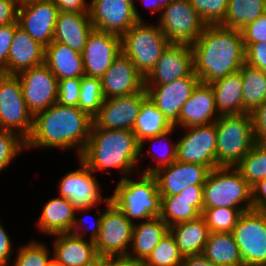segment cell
Returning <instances> with one entry per match:
<instances>
[{
	"label": "cell",
	"mask_w": 266,
	"mask_h": 266,
	"mask_svg": "<svg viewBox=\"0 0 266 266\" xmlns=\"http://www.w3.org/2000/svg\"><path fill=\"white\" fill-rule=\"evenodd\" d=\"M93 118L78 107L53 104L34 115L33 128L25 141L26 150L36 148L74 149L78 158L91 133Z\"/></svg>",
	"instance_id": "6da1fadb"
},
{
	"label": "cell",
	"mask_w": 266,
	"mask_h": 266,
	"mask_svg": "<svg viewBox=\"0 0 266 266\" xmlns=\"http://www.w3.org/2000/svg\"><path fill=\"white\" fill-rule=\"evenodd\" d=\"M191 48L194 73L201 83L210 84L224 78L245 64L241 30L206 25Z\"/></svg>",
	"instance_id": "7a4b0ae2"
},
{
	"label": "cell",
	"mask_w": 266,
	"mask_h": 266,
	"mask_svg": "<svg viewBox=\"0 0 266 266\" xmlns=\"http://www.w3.org/2000/svg\"><path fill=\"white\" fill-rule=\"evenodd\" d=\"M139 153L140 143L132 130H109L92 125L79 159L94 173L111 168L120 169L121 179H124L132 176L135 165L139 163Z\"/></svg>",
	"instance_id": "3957f363"
},
{
	"label": "cell",
	"mask_w": 266,
	"mask_h": 266,
	"mask_svg": "<svg viewBox=\"0 0 266 266\" xmlns=\"http://www.w3.org/2000/svg\"><path fill=\"white\" fill-rule=\"evenodd\" d=\"M128 177L117 183L114 193L109 196L111 202L131 222L135 219L142 222L160 217L162 197L155 176L141 173L138 180Z\"/></svg>",
	"instance_id": "277c9868"
},
{
	"label": "cell",
	"mask_w": 266,
	"mask_h": 266,
	"mask_svg": "<svg viewBox=\"0 0 266 266\" xmlns=\"http://www.w3.org/2000/svg\"><path fill=\"white\" fill-rule=\"evenodd\" d=\"M203 208L253 210L252 188L235 167H217L203 185Z\"/></svg>",
	"instance_id": "5b68a950"
},
{
	"label": "cell",
	"mask_w": 266,
	"mask_h": 266,
	"mask_svg": "<svg viewBox=\"0 0 266 266\" xmlns=\"http://www.w3.org/2000/svg\"><path fill=\"white\" fill-rule=\"evenodd\" d=\"M217 167H235L257 142L251 113L220 115L215 121Z\"/></svg>",
	"instance_id": "8992f818"
},
{
	"label": "cell",
	"mask_w": 266,
	"mask_h": 266,
	"mask_svg": "<svg viewBox=\"0 0 266 266\" xmlns=\"http://www.w3.org/2000/svg\"><path fill=\"white\" fill-rule=\"evenodd\" d=\"M169 44L158 24L148 25L144 21H138L121 37L122 53L132 61L144 78Z\"/></svg>",
	"instance_id": "52a82bcc"
},
{
	"label": "cell",
	"mask_w": 266,
	"mask_h": 266,
	"mask_svg": "<svg viewBox=\"0 0 266 266\" xmlns=\"http://www.w3.org/2000/svg\"><path fill=\"white\" fill-rule=\"evenodd\" d=\"M33 119L18 75L0 73V129L12 131L26 141L33 128Z\"/></svg>",
	"instance_id": "ba28073f"
},
{
	"label": "cell",
	"mask_w": 266,
	"mask_h": 266,
	"mask_svg": "<svg viewBox=\"0 0 266 266\" xmlns=\"http://www.w3.org/2000/svg\"><path fill=\"white\" fill-rule=\"evenodd\" d=\"M102 212L100 232L94 244L98 256L126 258L131 247L134 222L128 220L124 213L110 200L105 201Z\"/></svg>",
	"instance_id": "9c48e42d"
},
{
	"label": "cell",
	"mask_w": 266,
	"mask_h": 266,
	"mask_svg": "<svg viewBox=\"0 0 266 266\" xmlns=\"http://www.w3.org/2000/svg\"><path fill=\"white\" fill-rule=\"evenodd\" d=\"M231 233L244 266H266V211L243 212Z\"/></svg>",
	"instance_id": "30bf717a"
},
{
	"label": "cell",
	"mask_w": 266,
	"mask_h": 266,
	"mask_svg": "<svg viewBox=\"0 0 266 266\" xmlns=\"http://www.w3.org/2000/svg\"><path fill=\"white\" fill-rule=\"evenodd\" d=\"M159 17L158 26L170 43L192 45L206 27L190 0H174Z\"/></svg>",
	"instance_id": "8fae6325"
},
{
	"label": "cell",
	"mask_w": 266,
	"mask_h": 266,
	"mask_svg": "<svg viewBox=\"0 0 266 266\" xmlns=\"http://www.w3.org/2000/svg\"><path fill=\"white\" fill-rule=\"evenodd\" d=\"M184 129L185 135L176 141V160L184 163L201 164L206 166L209 170L217 168V134L215 122L208 125L192 126Z\"/></svg>",
	"instance_id": "7c38bea8"
},
{
	"label": "cell",
	"mask_w": 266,
	"mask_h": 266,
	"mask_svg": "<svg viewBox=\"0 0 266 266\" xmlns=\"http://www.w3.org/2000/svg\"><path fill=\"white\" fill-rule=\"evenodd\" d=\"M17 75L23 98L33 116L57 102L58 79L45 64L23 70Z\"/></svg>",
	"instance_id": "4fadbf2b"
},
{
	"label": "cell",
	"mask_w": 266,
	"mask_h": 266,
	"mask_svg": "<svg viewBox=\"0 0 266 266\" xmlns=\"http://www.w3.org/2000/svg\"><path fill=\"white\" fill-rule=\"evenodd\" d=\"M59 9L52 0L19 2L17 21L35 41L47 47L53 41Z\"/></svg>",
	"instance_id": "5bb4252c"
},
{
	"label": "cell",
	"mask_w": 266,
	"mask_h": 266,
	"mask_svg": "<svg viewBox=\"0 0 266 266\" xmlns=\"http://www.w3.org/2000/svg\"><path fill=\"white\" fill-rule=\"evenodd\" d=\"M80 167L61 177L58 192L60 197L68 199L76 208L98 207L109 197H102L101 187L95 173L78 158Z\"/></svg>",
	"instance_id": "9a60e30c"
},
{
	"label": "cell",
	"mask_w": 266,
	"mask_h": 266,
	"mask_svg": "<svg viewBox=\"0 0 266 266\" xmlns=\"http://www.w3.org/2000/svg\"><path fill=\"white\" fill-rule=\"evenodd\" d=\"M147 96L144 88L141 92L105 99L93 117V125L109 130H133L142 101Z\"/></svg>",
	"instance_id": "2e32d148"
},
{
	"label": "cell",
	"mask_w": 266,
	"mask_h": 266,
	"mask_svg": "<svg viewBox=\"0 0 266 266\" xmlns=\"http://www.w3.org/2000/svg\"><path fill=\"white\" fill-rule=\"evenodd\" d=\"M121 53L120 36L93 29L81 52L85 76L101 78Z\"/></svg>",
	"instance_id": "e0dca14e"
},
{
	"label": "cell",
	"mask_w": 266,
	"mask_h": 266,
	"mask_svg": "<svg viewBox=\"0 0 266 266\" xmlns=\"http://www.w3.org/2000/svg\"><path fill=\"white\" fill-rule=\"evenodd\" d=\"M89 17L94 29L120 37L139 21L135 7L125 0H91Z\"/></svg>",
	"instance_id": "ac0fdd59"
},
{
	"label": "cell",
	"mask_w": 266,
	"mask_h": 266,
	"mask_svg": "<svg viewBox=\"0 0 266 266\" xmlns=\"http://www.w3.org/2000/svg\"><path fill=\"white\" fill-rule=\"evenodd\" d=\"M194 71L191 45L170 43L144 78L145 85H164L189 76Z\"/></svg>",
	"instance_id": "d6986e66"
},
{
	"label": "cell",
	"mask_w": 266,
	"mask_h": 266,
	"mask_svg": "<svg viewBox=\"0 0 266 266\" xmlns=\"http://www.w3.org/2000/svg\"><path fill=\"white\" fill-rule=\"evenodd\" d=\"M200 82L194 71L181 79L164 85H145L147 94L156 107L173 125L179 118L181 107L191 96L193 89Z\"/></svg>",
	"instance_id": "ffe728a7"
},
{
	"label": "cell",
	"mask_w": 266,
	"mask_h": 266,
	"mask_svg": "<svg viewBox=\"0 0 266 266\" xmlns=\"http://www.w3.org/2000/svg\"><path fill=\"white\" fill-rule=\"evenodd\" d=\"M210 170L201 164L172 162L153 173L161 196L178 195L188 186L204 185Z\"/></svg>",
	"instance_id": "44dd1931"
},
{
	"label": "cell",
	"mask_w": 266,
	"mask_h": 266,
	"mask_svg": "<svg viewBox=\"0 0 266 266\" xmlns=\"http://www.w3.org/2000/svg\"><path fill=\"white\" fill-rule=\"evenodd\" d=\"M100 79L105 99L141 92L145 88L144 77L123 53Z\"/></svg>",
	"instance_id": "7402d4cb"
},
{
	"label": "cell",
	"mask_w": 266,
	"mask_h": 266,
	"mask_svg": "<svg viewBox=\"0 0 266 266\" xmlns=\"http://www.w3.org/2000/svg\"><path fill=\"white\" fill-rule=\"evenodd\" d=\"M219 117L211 85L199 82L181 107L179 118L173 126L183 129L208 125L214 123Z\"/></svg>",
	"instance_id": "603a6c76"
},
{
	"label": "cell",
	"mask_w": 266,
	"mask_h": 266,
	"mask_svg": "<svg viewBox=\"0 0 266 266\" xmlns=\"http://www.w3.org/2000/svg\"><path fill=\"white\" fill-rule=\"evenodd\" d=\"M203 185L188 186L178 195L161 196L160 218L168 227L197 219L203 211Z\"/></svg>",
	"instance_id": "cb8c5ba5"
},
{
	"label": "cell",
	"mask_w": 266,
	"mask_h": 266,
	"mask_svg": "<svg viewBox=\"0 0 266 266\" xmlns=\"http://www.w3.org/2000/svg\"><path fill=\"white\" fill-rule=\"evenodd\" d=\"M54 236L52 259L61 266H86L98 257L94 241L70 233Z\"/></svg>",
	"instance_id": "d4e9b609"
},
{
	"label": "cell",
	"mask_w": 266,
	"mask_h": 266,
	"mask_svg": "<svg viewBox=\"0 0 266 266\" xmlns=\"http://www.w3.org/2000/svg\"><path fill=\"white\" fill-rule=\"evenodd\" d=\"M45 63V46L35 41L21 27H17L7 57V74L17 75L23 70Z\"/></svg>",
	"instance_id": "484cf974"
},
{
	"label": "cell",
	"mask_w": 266,
	"mask_h": 266,
	"mask_svg": "<svg viewBox=\"0 0 266 266\" xmlns=\"http://www.w3.org/2000/svg\"><path fill=\"white\" fill-rule=\"evenodd\" d=\"M90 208H76L68 199L56 197L50 199L44 206L41 216L37 220V227L40 232L48 235L58 233H70L76 212H83L87 216ZM86 211V212H85Z\"/></svg>",
	"instance_id": "4316f807"
},
{
	"label": "cell",
	"mask_w": 266,
	"mask_h": 266,
	"mask_svg": "<svg viewBox=\"0 0 266 266\" xmlns=\"http://www.w3.org/2000/svg\"><path fill=\"white\" fill-rule=\"evenodd\" d=\"M93 29L89 12L73 13L59 11L53 41L61 42L81 53Z\"/></svg>",
	"instance_id": "83f0119b"
},
{
	"label": "cell",
	"mask_w": 266,
	"mask_h": 266,
	"mask_svg": "<svg viewBox=\"0 0 266 266\" xmlns=\"http://www.w3.org/2000/svg\"><path fill=\"white\" fill-rule=\"evenodd\" d=\"M168 232V225L160 217L134 223L132 249L125 259L141 265Z\"/></svg>",
	"instance_id": "f1b7e54d"
},
{
	"label": "cell",
	"mask_w": 266,
	"mask_h": 266,
	"mask_svg": "<svg viewBox=\"0 0 266 266\" xmlns=\"http://www.w3.org/2000/svg\"><path fill=\"white\" fill-rule=\"evenodd\" d=\"M59 80L85 76L82 54L67 45L52 41L45 47V63Z\"/></svg>",
	"instance_id": "f546056e"
},
{
	"label": "cell",
	"mask_w": 266,
	"mask_h": 266,
	"mask_svg": "<svg viewBox=\"0 0 266 266\" xmlns=\"http://www.w3.org/2000/svg\"><path fill=\"white\" fill-rule=\"evenodd\" d=\"M219 115L244 114L240 71L210 83Z\"/></svg>",
	"instance_id": "4dcf8cb0"
},
{
	"label": "cell",
	"mask_w": 266,
	"mask_h": 266,
	"mask_svg": "<svg viewBox=\"0 0 266 266\" xmlns=\"http://www.w3.org/2000/svg\"><path fill=\"white\" fill-rule=\"evenodd\" d=\"M169 232L184 257L202 254L210 234L202 216L174 224L169 227Z\"/></svg>",
	"instance_id": "1f68e13d"
},
{
	"label": "cell",
	"mask_w": 266,
	"mask_h": 266,
	"mask_svg": "<svg viewBox=\"0 0 266 266\" xmlns=\"http://www.w3.org/2000/svg\"><path fill=\"white\" fill-rule=\"evenodd\" d=\"M202 254L215 266H244L231 232H211Z\"/></svg>",
	"instance_id": "d6a6232c"
},
{
	"label": "cell",
	"mask_w": 266,
	"mask_h": 266,
	"mask_svg": "<svg viewBox=\"0 0 266 266\" xmlns=\"http://www.w3.org/2000/svg\"><path fill=\"white\" fill-rule=\"evenodd\" d=\"M172 127L173 125L147 96L142 101L132 131L136 136V140L141 143L144 139L162 134Z\"/></svg>",
	"instance_id": "836d02e7"
},
{
	"label": "cell",
	"mask_w": 266,
	"mask_h": 266,
	"mask_svg": "<svg viewBox=\"0 0 266 266\" xmlns=\"http://www.w3.org/2000/svg\"><path fill=\"white\" fill-rule=\"evenodd\" d=\"M242 77L244 114L252 113L266 101V73L244 64L240 68Z\"/></svg>",
	"instance_id": "e575fe53"
},
{
	"label": "cell",
	"mask_w": 266,
	"mask_h": 266,
	"mask_svg": "<svg viewBox=\"0 0 266 266\" xmlns=\"http://www.w3.org/2000/svg\"><path fill=\"white\" fill-rule=\"evenodd\" d=\"M264 12L266 3L263 0H229L224 21L220 25L241 30Z\"/></svg>",
	"instance_id": "d590c367"
},
{
	"label": "cell",
	"mask_w": 266,
	"mask_h": 266,
	"mask_svg": "<svg viewBox=\"0 0 266 266\" xmlns=\"http://www.w3.org/2000/svg\"><path fill=\"white\" fill-rule=\"evenodd\" d=\"M235 168L251 187L263 180L266 177V142H256Z\"/></svg>",
	"instance_id": "8d00e7d4"
},
{
	"label": "cell",
	"mask_w": 266,
	"mask_h": 266,
	"mask_svg": "<svg viewBox=\"0 0 266 266\" xmlns=\"http://www.w3.org/2000/svg\"><path fill=\"white\" fill-rule=\"evenodd\" d=\"M183 259L174 237L168 232L141 266H180Z\"/></svg>",
	"instance_id": "74e56055"
},
{
	"label": "cell",
	"mask_w": 266,
	"mask_h": 266,
	"mask_svg": "<svg viewBox=\"0 0 266 266\" xmlns=\"http://www.w3.org/2000/svg\"><path fill=\"white\" fill-rule=\"evenodd\" d=\"M104 100L101 79L82 76L78 108L93 118L99 112Z\"/></svg>",
	"instance_id": "f35d334b"
},
{
	"label": "cell",
	"mask_w": 266,
	"mask_h": 266,
	"mask_svg": "<svg viewBox=\"0 0 266 266\" xmlns=\"http://www.w3.org/2000/svg\"><path fill=\"white\" fill-rule=\"evenodd\" d=\"M244 211L239 208H203L204 218L209 232H232L240 215Z\"/></svg>",
	"instance_id": "ab89813d"
},
{
	"label": "cell",
	"mask_w": 266,
	"mask_h": 266,
	"mask_svg": "<svg viewBox=\"0 0 266 266\" xmlns=\"http://www.w3.org/2000/svg\"><path fill=\"white\" fill-rule=\"evenodd\" d=\"M176 130V128L173 126L171 129L167 130L166 132L162 133V134H159L157 136H154V137H149V138H146L144 139L141 143H140V159L141 160V157L143 158V156L146 154L148 155L150 158L153 159V161L157 162V164H155V166H146L147 168L144 169L142 171V173H146V174H153L155 171H157L159 168H162V167H165V166H169L172 162L176 161V154H177V144L176 142H173L172 144H170V141H169V144L165 147H163L164 151L162 152H158L156 154H152L150 152V150H148V153H144V150L145 147H144V143L146 141L148 142H157V141H165L166 138H169L173 132ZM165 139V140H164ZM156 144V143H155ZM165 144V143H164ZM161 150V149H160Z\"/></svg>",
	"instance_id": "60d3db41"
},
{
	"label": "cell",
	"mask_w": 266,
	"mask_h": 266,
	"mask_svg": "<svg viewBox=\"0 0 266 266\" xmlns=\"http://www.w3.org/2000/svg\"><path fill=\"white\" fill-rule=\"evenodd\" d=\"M46 246L37 240L21 245L12 263L13 266H47L52 260V253Z\"/></svg>",
	"instance_id": "b9f144b4"
},
{
	"label": "cell",
	"mask_w": 266,
	"mask_h": 266,
	"mask_svg": "<svg viewBox=\"0 0 266 266\" xmlns=\"http://www.w3.org/2000/svg\"><path fill=\"white\" fill-rule=\"evenodd\" d=\"M190 2L206 25H220L224 21L229 0H190Z\"/></svg>",
	"instance_id": "7bdbcfd3"
},
{
	"label": "cell",
	"mask_w": 266,
	"mask_h": 266,
	"mask_svg": "<svg viewBox=\"0 0 266 266\" xmlns=\"http://www.w3.org/2000/svg\"><path fill=\"white\" fill-rule=\"evenodd\" d=\"M25 140L18 134L0 129V173L25 150Z\"/></svg>",
	"instance_id": "ee69618b"
},
{
	"label": "cell",
	"mask_w": 266,
	"mask_h": 266,
	"mask_svg": "<svg viewBox=\"0 0 266 266\" xmlns=\"http://www.w3.org/2000/svg\"><path fill=\"white\" fill-rule=\"evenodd\" d=\"M81 78H67L58 81L57 103L65 106L78 107Z\"/></svg>",
	"instance_id": "f6af8a7d"
},
{
	"label": "cell",
	"mask_w": 266,
	"mask_h": 266,
	"mask_svg": "<svg viewBox=\"0 0 266 266\" xmlns=\"http://www.w3.org/2000/svg\"><path fill=\"white\" fill-rule=\"evenodd\" d=\"M244 48L257 42H266V12L241 29Z\"/></svg>",
	"instance_id": "bcb514c9"
},
{
	"label": "cell",
	"mask_w": 266,
	"mask_h": 266,
	"mask_svg": "<svg viewBox=\"0 0 266 266\" xmlns=\"http://www.w3.org/2000/svg\"><path fill=\"white\" fill-rule=\"evenodd\" d=\"M18 26V21L0 26V73L7 74V57Z\"/></svg>",
	"instance_id": "7dc6e473"
},
{
	"label": "cell",
	"mask_w": 266,
	"mask_h": 266,
	"mask_svg": "<svg viewBox=\"0 0 266 266\" xmlns=\"http://www.w3.org/2000/svg\"><path fill=\"white\" fill-rule=\"evenodd\" d=\"M245 63L266 73V42L250 44L245 49Z\"/></svg>",
	"instance_id": "c3c4849f"
},
{
	"label": "cell",
	"mask_w": 266,
	"mask_h": 266,
	"mask_svg": "<svg viewBox=\"0 0 266 266\" xmlns=\"http://www.w3.org/2000/svg\"><path fill=\"white\" fill-rule=\"evenodd\" d=\"M96 211H97V213L98 212H100V213H98L99 215L97 218H95V217L93 218V223H92L93 226L91 225L92 228L88 229V227L87 228L85 227V223H84L85 219H83L84 217L80 218V219L75 218L72 229L70 231V234L75 235L79 238L85 239V236L83 234L86 235V233L88 232V233H90V236L88 239L95 242V240L97 239L99 232H100V225H101V219H102V212L100 210H96ZM82 227H85V229ZM83 230L85 232H83Z\"/></svg>",
	"instance_id": "681fc988"
},
{
	"label": "cell",
	"mask_w": 266,
	"mask_h": 266,
	"mask_svg": "<svg viewBox=\"0 0 266 266\" xmlns=\"http://www.w3.org/2000/svg\"><path fill=\"white\" fill-rule=\"evenodd\" d=\"M255 139L257 142H266V101L252 113Z\"/></svg>",
	"instance_id": "f907efd6"
},
{
	"label": "cell",
	"mask_w": 266,
	"mask_h": 266,
	"mask_svg": "<svg viewBox=\"0 0 266 266\" xmlns=\"http://www.w3.org/2000/svg\"><path fill=\"white\" fill-rule=\"evenodd\" d=\"M19 0H0V26L17 21Z\"/></svg>",
	"instance_id": "816d5d0a"
},
{
	"label": "cell",
	"mask_w": 266,
	"mask_h": 266,
	"mask_svg": "<svg viewBox=\"0 0 266 266\" xmlns=\"http://www.w3.org/2000/svg\"><path fill=\"white\" fill-rule=\"evenodd\" d=\"M13 240L0 223V266H9L13 256Z\"/></svg>",
	"instance_id": "f5cc1de1"
},
{
	"label": "cell",
	"mask_w": 266,
	"mask_h": 266,
	"mask_svg": "<svg viewBox=\"0 0 266 266\" xmlns=\"http://www.w3.org/2000/svg\"><path fill=\"white\" fill-rule=\"evenodd\" d=\"M251 188L253 209L266 211V177Z\"/></svg>",
	"instance_id": "db71d44e"
},
{
	"label": "cell",
	"mask_w": 266,
	"mask_h": 266,
	"mask_svg": "<svg viewBox=\"0 0 266 266\" xmlns=\"http://www.w3.org/2000/svg\"><path fill=\"white\" fill-rule=\"evenodd\" d=\"M59 11L83 13L89 12V4L86 0H52Z\"/></svg>",
	"instance_id": "11a10c76"
},
{
	"label": "cell",
	"mask_w": 266,
	"mask_h": 266,
	"mask_svg": "<svg viewBox=\"0 0 266 266\" xmlns=\"http://www.w3.org/2000/svg\"><path fill=\"white\" fill-rule=\"evenodd\" d=\"M180 266H215L203 254L184 257Z\"/></svg>",
	"instance_id": "9f6ffc18"
},
{
	"label": "cell",
	"mask_w": 266,
	"mask_h": 266,
	"mask_svg": "<svg viewBox=\"0 0 266 266\" xmlns=\"http://www.w3.org/2000/svg\"><path fill=\"white\" fill-rule=\"evenodd\" d=\"M114 259L109 256H98L86 266H108Z\"/></svg>",
	"instance_id": "6f0895ef"
},
{
	"label": "cell",
	"mask_w": 266,
	"mask_h": 266,
	"mask_svg": "<svg viewBox=\"0 0 266 266\" xmlns=\"http://www.w3.org/2000/svg\"><path fill=\"white\" fill-rule=\"evenodd\" d=\"M140 1L144 3V6L146 8L150 9L152 16L155 12H159L160 15L163 7L158 2H156V0H140Z\"/></svg>",
	"instance_id": "680465c9"
},
{
	"label": "cell",
	"mask_w": 266,
	"mask_h": 266,
	"mask_svg": "<svg viewBox=\"0 0 266 266\" xmlns=\"http://www.w3.org/2000/svg\"><path fill=\"white\" fill-rule=\"evenodd\" d=\"M108 266H141V265L126 260L125 258H115Z\"/></svg>",
	"instance_id": "91938a15"
},
{
	"label": "cell",
	"mask_w": 266,
	"mask_h": 266,
	"mask_svg": "<svg viewBox=\"0 0 266 266\" xmlns=\"http://www.w3.org/2000/svg\"><path fill=\"white\" fill-rule=\"evenodd\" d=\"M126 2L132 4L135 7V16L139 21H143L142 17L140 16V13H138V9H136V4L134 3V0H125Z\"/></svg>",
	"instance_id": "94428289"
},
{
	"label": "cell",
	"mask_w": 266,
	"mask_h": 266,
	"mask_svg": "<svg viewBox=\"0 0 266 266\" xmlns=\"http://www.w3.org/2000/svg\"><path fill=\"white\" fill-rule=\"evenodd\" d=\"M174 0H156L163 8L170 5Z\"/></svg>",
	"instance_id": "6125c7cd"
},
{
	"label": "cell",
	"mask_w": 266,
	"mask_h": 266,
	"mask_svg": "<svg viewBox=\"0 0 266 266\" xmlns=\"http://www.w3.org/2000/svg\"><path fill=\"white\" fill-rule=\"evenodd\" d=\"M47 266H61L57 262H55L53 259L48 263Z\"/></svg>",
	"instance_id": "be15d7a7"
}]
</instances>
